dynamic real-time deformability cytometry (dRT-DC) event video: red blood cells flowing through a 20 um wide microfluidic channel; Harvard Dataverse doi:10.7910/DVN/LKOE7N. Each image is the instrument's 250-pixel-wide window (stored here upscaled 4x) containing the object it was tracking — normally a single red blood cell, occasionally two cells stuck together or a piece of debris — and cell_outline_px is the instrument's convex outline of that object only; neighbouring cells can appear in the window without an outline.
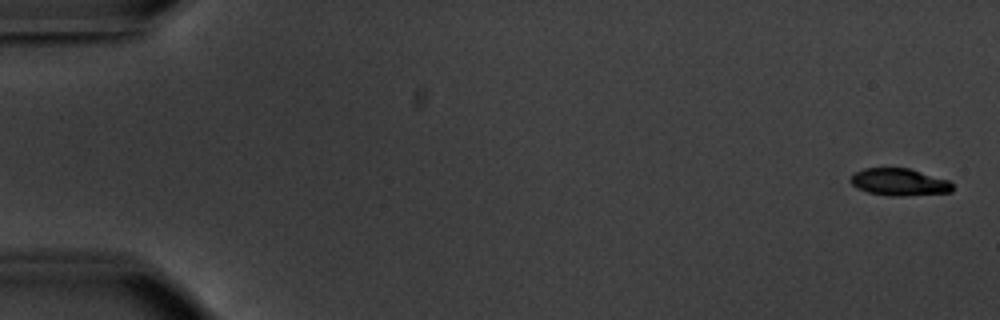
{"species": "common noctule bat (a hibernating species)", "species_latin": "Nyctalus noctula", "temperature_condition": "warm", "stored_images_in_passage": 28, "camera_frame_rate_fps": 3000, "um_per_image_px": 0.085, "animal": {"sex": "male", "body_mass_g": 20.1, "forearm_length_mm": 53.5}, "frame": {"image": 1, "passage_image": 1, "time_ms": 0.0, "image_size_px": [1000, 320], "cell_outline_px": [[952, 192], [904, 196], [888, 196], [868, 192], [856, 188], [848, 180], [856, 172], [864, 168], [908, 168], [948, 180], [952, 184]], "centroid_in_image_um": [76.41, 15.48], "position_along_channel_um": 8.6, "area_um2": 16.13}}
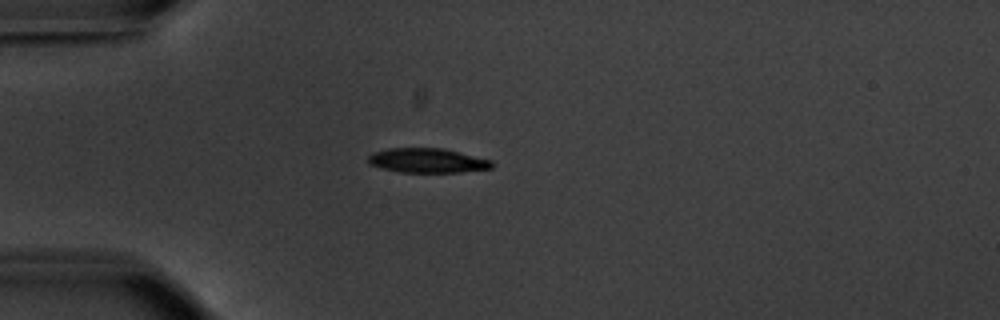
{"frame": {"image": 2, "passage_image": 15, "time_ms": 4.667, "image_size_px": [1000, 320], "cell_outline_px": [[496, 164], [492, 168], [460, 172], [400, 172], [368, 164], [368, 156], [372, 152], [388, 148], [444, 148], [492, 160]], "centroid_in_image_um": [36.35, 13.64], "position_along_channel_um": 48.7, "area_um2": 17.74}}
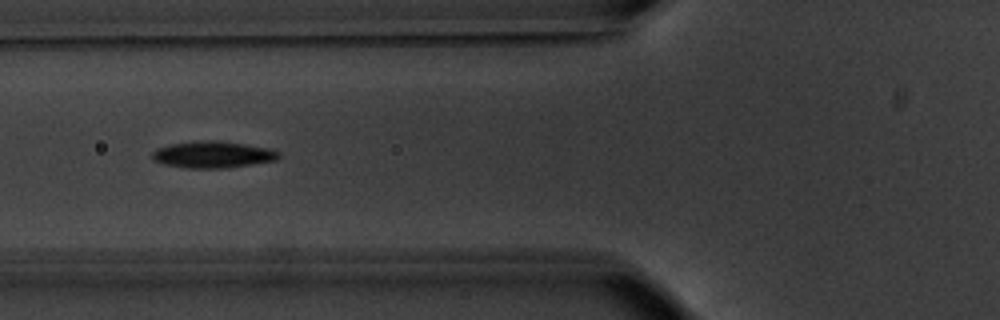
{"frame": {"image": 3, "passage_image": 21, "time_ms": 6.667, "image_size_px": [1000, 320], "cell_outline_px": [[280, 156], [276, 160], [228, 168], [188, 168], [164, 164], [152, 160], [152, 152], [156, 148], [172, 144], [196, 140], [216, 140], [272, 148], [280, 152]], "centroid_in_image_um": [18.1, 13.13], "position_along_channel_um": 107.7, "area_um2": 19.83}}